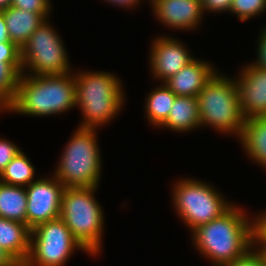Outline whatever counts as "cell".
Masks as SVG:
<instances>
[{"mask_svg": "<svg viewBox=\"0 0 266 266\" xmlns=\"http://www.w3.org/2000/svg\"><path fill=\"white\" fill-rule=\"evenodd\" d=\"M192 232L195 247L214 261L213 266L235 262L255 245L254 222L248 221L244 212L234 205Z\"/></svg>", "mask_w": 266, "mask_h": 266, "instance_id": "cell-1", "label": "cell"}, {"mask_svg": "<svg viewBox=\"0 0 266 266\" xmlns=\"http://www.w3.org/2000/svg\"><path fill=\"white\" fill-rule=\"evenodd\" d=\"M22 73L13 104L6 111L49 116L76 106V83L70 73L27 76Z\"/></svg>", "mask_w": 266, "mask_h": 266, "instance_id": "cell-2", "label": "cell"}, {"mask_svg": "<svg viewBox=\"0 0 266 266\" xmlns=\"http://www.w3.org/2000/svg\"><path fill=\"white\" fill-rule=\"evenodd\" d=\"M74 78L76 106H80L84 115L80 127L96 129L118 114L124 93L116 76L108 72H84Z\"/></svg>", "mask_w": 266, "mask_h": 266, "instance_id": "cell-3", "label": "cell"}, {"mask_svg": "<svg viewBox=\"0 0 266 266\" xmlns=\"http://www.w3.org/2000/svg\"><path fill=\"white\" fill-rule=\"evenodd\" d=\"M97 187L64 188L61 198L60 218L88 254L101 249L104 215L96 202Z\"/></svg>", "mask_w": 266, "mask_h": 266, "instance_id": "cell-4", "label": "cell"}, {"mask_svg": "<svg viewBox=\"0 0 266 266\" xmlns=\"http://www.w3.org/2000/svg\"><path fill=\"white\" fill-rule=\"evenodd\" d=\"M95 130L78 127L67 143L54 175L64 188L98 186L101 157Z\"/></svg>", "mask_w": 266, "mask_h": 266, "instance_id": "cell-5", "label": "cell"}, {"mask_svg": "<svg viewBox=\"0 0 266 266\" xmlns=\"http://www.w3.org/2000/svg\"><path fill=\"white\" fill-rule=\"evenodd\" d=\"M201 126L211 125L221 132L241 136L245 117L239 104L236 82L215 74L198 94Z\"/></svg>", "mask_w": 266, "mask_h": 266, "instance_id": "cell-6", "label": "cell"}, {"mask_svg": "<svg viewBox=\"0 0 266 266\" xmlns=\"http://www.w3.org/2000/svg\"><path fill=\"white\" fill-rule=\"evenodd\" d=\"M178 182L173 188V204L191 231L221 216L232 206L207 183L192 179Z\"/></svg>", "mask_w": 266, "mask_h": 266, "instance_id": "cell-7", "label": "cell"}, {"mask_svg": "<svg viewBox=\"0 0 266 266\" xmlns=\"http://www.w3.org/2000/svg\"><path fill=\"white\" fill-rule=\"evenodd\" d=\"M77 248L86 251L59 217L31 230L29 255L22 266H64Z\"/></svg>", "mask_w": 266, "mask_h": 266, "instance_id": "cell-8", "label": "cell"}, {"mask_svg": "<svg viewBox=\"0 0 266 266\" xmlns=\"http://www.w3.org/2000/svg\"><path fill=\"white\" fill-rule=\"evenodd\" d=\"M46 20L21 48L22 70L29 65L33 76L70 73L63 42Z\"/></svg>", "mask_w": 266, "mask_h": 266, "instance_id": "cell-9", "label": "cell"}, {"mask_svg": "<svg viewBox=\"0 0 266 266\" xmlns=\"http://www.w3.org/2000/svg\"><path fill=\"white\" fill-rule=\"evenodd\" d=\"M63 190V184L55 176L37 179L27 186L26 225L31 230L60 217Z\"/></svg>", "mask_w": 266, "mask_h": 266, "instance_id": "cell-10", "label": "cell"}, {"mask_svg": "<svg viewBox=\"0 0 266 266\" xmlns=\"http://www.w3.org/2000/svg\"><path fill=\"white\" fill-rule=\"evenodd\" d=\"M242 71L235 82L243 116L266 117V69L252 63Z\"/></svg>", "mask_w": 266, "mask_h": 266, "instance_id": "cell-11", "label": "cell"}, {"mask_svg": "<svg viewBox=\"0 0 266 266\" xmlns=\"http://www.w3.org/2000/svg\"><path fill=\"white\" fill-rule=\"evenodd\" d=\"M154 41L149 63L154 76L163 83L195 59L180 41L165 36Z\"/></svg>", "mask_w": 266, "mask_h": 266, "instance_id": "cell-12", "label": "cell"}, {"mask_svg": "<svg viewBox=\"0 0 266 266\" xmlns=\"http://www.w3.org/2000/svg\"><path fill=\"white\" fill-rule=\"evenodd\" d=\"M154 14L163 24L177 29H193L203 15L201 0H159Z\"/></svg>", "mask_w": 266, "mask_h": 266, "instance_id": "cell-13", "label": "cell"}, {"mask_svg": "<svg viewBox=\"0 0 266 266\" xmlns=\"http://www.w3.org/2000/svg\"><path fill=\"white\" fill-rule=\"evenodd\" d=\"M215 74L210 64L194 59L164 83L176 96L198 97Z\"/></svg>", "mask_w": 266, "mask_h": 266, "instance_id": "cell-14", "label": "cell"}, {"mask_svg": "<svg viewBox=\"0 0 266 266\" xmlns=\"http://www.w3.org/2000/svg\"><path fill=\"white\" fill-rule=\"evenodd\" d=\"M30 236L31 229L26 224L0 217V248L21 266L29 255Z\"/></svg>", "mask_w": 266, "mask_h": 266, "instance_id": "cell-15", "label": "cell"}, {"mask_svg": "<svg viewBox=\"0 0 266 266\" xmlns=\"http://www.w3.org/2000/svg\"><path fill=\"white\" fill-rule=\"evenodd\" d=\"M2 12L10 41L16 43L20 48L49 15L48 13H34L12 6Z\"/></svg>", "mask_w": 266, "mask_h": 266, "instance_id": "cell-16", "label": "cell"}, {"mask_svg": "<svg viewBox=\"0 0 266 266\" xmlns=\"http://www.w3.org/2000/svg\"><path fill=\"white\" fill-rule=\"evenodd\" d=\"M197 97L176 96L168 118L161 125L173 131L186 132L201 125Z\"/></svg>", "mask_w": 266, "mask_h": 266, "instance_id": "cell-17", "label": "cell"}, {"mask_svg": "<svg viewBox=\"0 0 266 266\" xmlns=\"http://www.w3.org/2000/svg\"><path fill=\"white\" fill-rule=\"evenodd\" d=\"M240 140L247 155L266 168V117L246 119Z\"/></svg>", "mask_w": 266, "mask_h": 266, "instance_id": "cell-18", "label": "cell"}, {"mask_svg": "<svg viewBox=\"0 0 266 266\" xmlns=\"http://www.w3.org/2000/svg\"><path fill=\"white\" fill-rule=\"evenodd\" d=\"M26 209V189L0 182V217L26 224Z\"/></svg>", "mask_w": 266, "mask_h": 266, "instance_id": "cell-19", "label": "cell"}, {"mask_svg": "<svg viewBox=\"0 0 266 266\" xmlns=\"http://www.w3.org/2000/svg\"><path fill=\"white\" fill-rule=\"evenodd\" d=\"M146 98V115L148 120L157 126H161L168 118L171 106L173 105L176 95L165 85L151 91Z\"/></svg>", "mask_w": 266, "mask_h": 266, "instance_id": "cell-20", "label": "cell"}, {"mask_svg": "<svg viewBox=\"0 0 266 266\" xmlns=\"http://www.w3.org/2000/svg\"><path fill=\"white\" fill-rule=\"evenodd\" d=\"M22 151L10 161L6 168L0 174V182L27 187L34 179V167L30 160L24 155Z\"/></svg>", "mask_w": 266, "mask_h": 266, "instance_id": "cell-21", "label": "cell"}, {"mask_svg": "<svg viewBox=\"0 0 266 266\" xmlns=\"http://www.w3.org/2000/svg\"><path fill=\"white\" fill-rule=\"evenodd\" d=\"M22 70V63L0 61V108L8 109L14 102Z\"/></svg>", "mask_w": 266, "mask_h": 266, "instance_id": "cell-22", "label": "cell"}, {"mask_svg": "<svg viewBox=\"0 0 266 266\" xmlns=\"http://www.w3.org/2000/svg\"><path fill=\"white\" fill-rule=\"evenodd\" d=\"M266 9V0H232L231 12L236 13L241 21L259 15Z\"/></svg>", "mask_w": 266, "mask_h": 266, "instance_id": "cell-23", "label": "cell"}, {"mask_svg": "<svg viewBox=\"0 0 266 266\" xmlns=\"http://www.w3.org/2000/svg\"><path fill=\"white\" fill-rule=\"evenodd\" d=\"M249 250L244 256L240 259H237L235 262L223 264L221 266H266V253L258 249Z\"/></svg>", "mask_w": 266, "mask_h": 266, "instance_id": "cell-24", "label": "cell"}, {"mask_svg": "<svg viewBox=\"0 0 266 266\" xmlns=\"http://www.w3.org/2000/svg\"><path fill=\"white\" fill-rule=\"evenodd\" d=\"M0 61L5 63H22L21 48L14 42H0Z\"/></svg>", "mask_w": 266, "mask_h": 266, "instance_id": "cell-25", "label": "cell"}, {"mask_svg": "<svg viewBox=\"0 0 266 266\" xmlns=\"http://www.w3.org/2000/svg\"><path fill=\"white\" fill-rule=\"evenodd\" d=\"M50 0H11V6L34 13L50 12Z\"/></svg>", "mask_w": 266, "mask_h": 266, "instance_id": "cell-26", "label": "cell"}, {"mask_svg": "<svg viewBox=\"0 0 266 266\" xmlns=\"http://www.w3.org/2000/svg\"><path fill=\"white\" fill-rule=\"evenodd\" d=\"M20 151L12 141L0 139V174Z\"/></svg>", "mask_w": 266, "mask_h": 266, "instance_id": "cell-27", "label": "cell"}, {"mask_svg": "<svg viewBox=\"0 0 266 266\" xmlns=\"http://www.w3.org/2000/svg\"><path fill=\"white\" fill-rule=\"evenodd\" d=\"M203 12L211 11V12H222V11H229L232 0H201Z\"/></svg>", "mask_w": 266, "mask_h": 266, "instance_id": "cell-28", "label": "cell"}, {"mask_svg": "<svg viewBox=\"0 0 266 266\" xmlns=\"http://www.w3.org/2000/svg\"><path fill=\"white\" fill-rule=\"evenodd\" d=\"M258 43V61L254 63L257 67L266 69V28L263 30Z\"/></svg>", "mask_w": 266, "mask_h": 266, "instance_id": "cell-29", "label": "cell"}, {"mask_svg": "<svg viewBox=\"0 0 266 266\" xmlns=\"http://www.w3.org/2000/svg\"><path fill=\"white\" fill-rule=\"evenodd\" d=\"M0 266H21L9 253L0 248Z\"/></svg>", "mask_w": 266, "mask_h": 266, "instance_id": "cell-30", "label": "cell"}, {"mask_svg": "<svg viewBox=\"0 0 266 266\" xmlns=\"http://www.w3.org/2000/svg\"><path fill=\"white\" fill-rule=\"evenodd\" d=\"M9 39V34H8V29L6 27V23L3 17V12L0 11V42L2 41H8Z\"/></svg>", "mask_w": 266, "mask_h": 266, "instance_id": "cell-31", "label": "cell"}, {"mask_svg": "<svg viewBox=\"0 0 266 266\" xmlns=\"http://www.w3.org/2000/svg\"><path fill=\"white\" fill-rule=\"evenodd\" d=\"M109 3L111 2L112 4H116L118 6H126L127 7H133L135 6L137 3L140 2V0H106ZM139 1V2H138Z\"/></svg>", "mask_w": 266, "mask_h": 266, "instance_id": "cell-32", "label": "cell"}, {"mask_svg": "<svg viewBox=\"0 0 266 266\" xmlns=\"http://www.w3.org/2000/svg\"><path fill=\"white\" fill-rule=\"evenodd\" d=\"M11 6V0H0V11L6 10Z\"/></svg>", "mask_w": 266, "mask_h": 266, "instance_id": "cell-33", "label": "cell"}, {"mask_svg": "<svg viewBox=\"0 0 266 266\" xmlns=\"http://www.w3.org/2000/svg\"><path fill=\"white\" fill-rule=\"evenodd\" d=\"M150 1H151L152 5H154L159 0H150Z\"/></svg>", "mask_w": 266, "mask_h": 266, "instance_id": "cell-34", "label": "cell"}]
</instances>
